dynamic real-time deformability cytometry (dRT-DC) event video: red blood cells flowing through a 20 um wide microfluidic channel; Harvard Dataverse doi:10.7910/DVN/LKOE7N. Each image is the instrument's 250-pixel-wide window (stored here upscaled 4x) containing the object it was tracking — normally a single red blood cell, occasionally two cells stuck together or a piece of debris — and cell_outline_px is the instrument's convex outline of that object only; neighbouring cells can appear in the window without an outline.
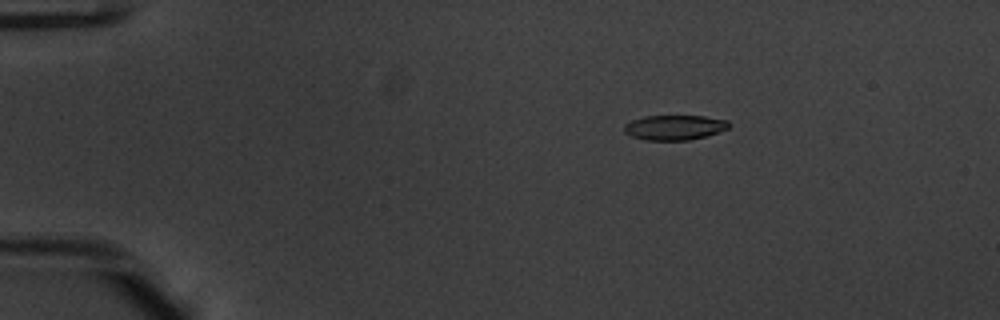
{"species": "common noctule bat (a hibernating species)", "species_latin": "Nyctalus noctula", "temperature_condition": "warm", "stored_images_in_passage": 45, "camera_frame_rate_fps": 3000, "um_per_image_px": 0.085, "animal": {"sex": "male", "body_mass_g": 20.1, "forearm_length_mm": 53.5}, "frame": {"image": 1, "passage_image": 1, "time_ms": 0.0, "image_size_px": [1000, 320], "cell_outline_px": [[732, 124], [728, 128], [704, 136], [688, 140], [644, 140], [632, 136], [624, 132], [624, 124], [632, 120], [644, 116], [704, 116], [728, 120]], "centroid_in_image_um": [57.32, 10.82], "position_along_channel_um": 27.7, "area_um2": 15.14}}
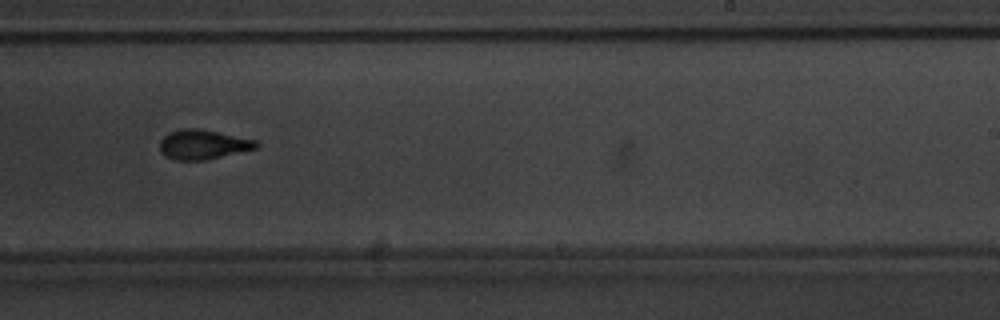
{"frame": {"image": 2, "passage_image": 26, "time_ms": 8.333, "image_size_px": [1000, 320], "cell_outline_px": [[260, 144], [256, 148], [204, 160], [176, 160], [160, 152], [160, 140], [168, 132], [180, 128], [196, 128], [256, 140]], "centroid_in_image_um": [17.21, 12.27], "position_along_channel_um": 271.8, "area_um2": 16.36}}
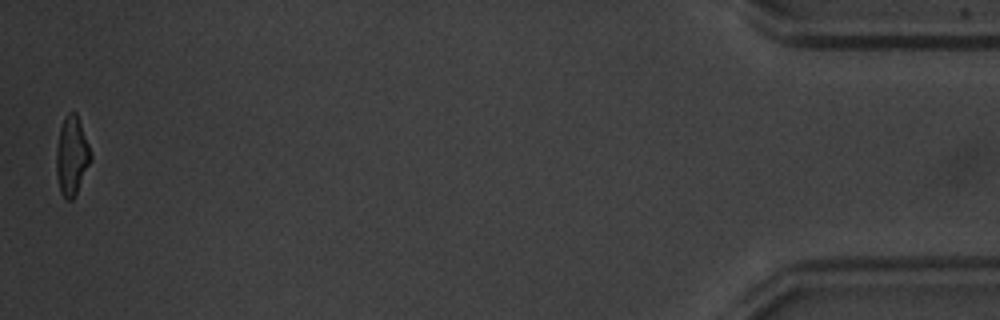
{"frame": {"image": 3, "passage_image": 45, "time_ms": 14.667, "image_size_px": [1000, 320], "cell_outline_px": [[92, 160], [72, 200], [68, 200], [60, 192], [56, 172], [56, 152], [60, 128], [64, 116], [68, 112], [76, 112], [88, 144], [92, 156]], "centroid_in_image_um": [6.09, 13.23], "position_along_channel_um": 429.1, "area_um2": 15.61}, "authors_computed_cell_mechanics": {"area_um2": 16.5308, "velocity_mm_per_s": 3.8263, "shape_relaxation_time_tau1_ms": 3.0312, "shape_relaxation_time_tau2_ms": 1.9049, "deformation_change_tau1": 0.1515, "deformation_change_tau2": 0.0969}}